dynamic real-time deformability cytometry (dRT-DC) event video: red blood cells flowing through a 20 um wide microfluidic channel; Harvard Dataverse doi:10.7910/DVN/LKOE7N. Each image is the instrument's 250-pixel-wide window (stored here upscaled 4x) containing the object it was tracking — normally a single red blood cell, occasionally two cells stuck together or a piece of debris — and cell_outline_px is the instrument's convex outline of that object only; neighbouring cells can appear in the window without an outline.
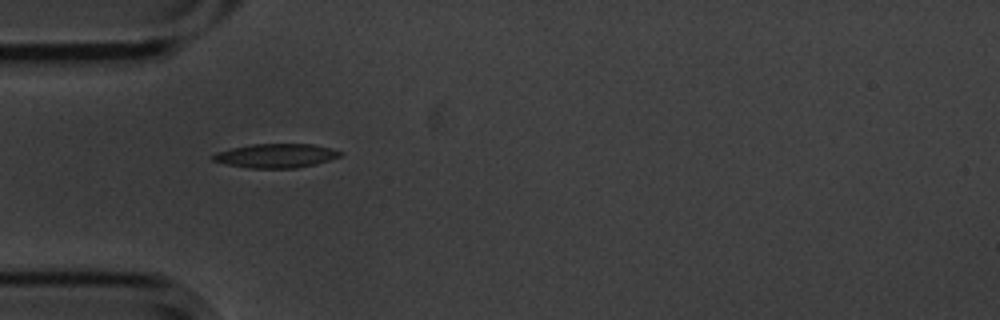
{"species": "common noctule bat (a hibernating species)", "species_latin": "Nyctalus noctula", "temperature_condition": "cold", "stored_images_in_passage": 5, "camera_frame_rate_fps": 3000, "um_per_image_px": 0.085, "animal": {"sex": "male", "body_mass_g": 20.1, "forearm_length_mm": 53.5}, "frame": {"image": 1, "passage_image": 4, "time_ms": 1.0, "image_size_px": [1000, 320], "cell_outline_px": [[344, 152], [340, 156], [316, 164], [296, 168], [248, 168], [224, 164], [212, 160], [212, 156], [216, 152], [232, 148], [252, 144], [312, 144], [332, 148]], "centroid_in_image_um": [23.45, 13.24], "position_along_channel_um": 61.5, "area_um2": 17.86}}
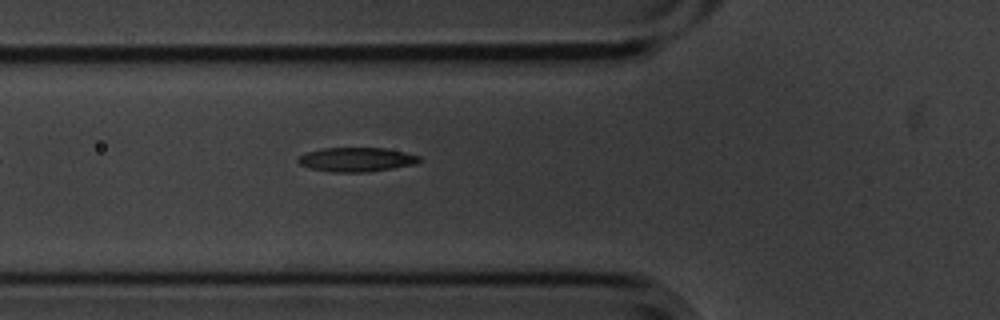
{"frame": {"image": 2, "passage_image": 5, "time_ms": 1.333, "image_size_px": [1000, 320], "cell_outline_px": [[420, 160], [416, 164], [368, 172], [328, 172], [312, 168], [300, 164], [296, 160], [304, 152], [324, 148], [384, 148], [404, 152], [420, 156]], "centroid_in_image_um": [30.28, 13.56], "position_along_channel_um": 95.5, "area_um2": 17.05}}